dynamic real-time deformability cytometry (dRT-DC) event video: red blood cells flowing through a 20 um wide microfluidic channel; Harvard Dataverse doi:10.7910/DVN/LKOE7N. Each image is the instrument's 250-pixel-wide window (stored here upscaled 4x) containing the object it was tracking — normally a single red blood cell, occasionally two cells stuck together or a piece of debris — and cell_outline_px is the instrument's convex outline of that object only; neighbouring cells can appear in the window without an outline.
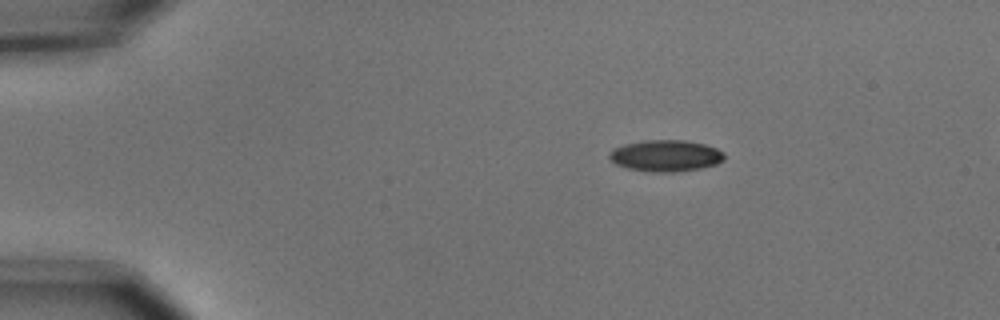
{"species": "common noctule bat (a hibernating species)", "species_latin": "Nyctalus noctula", "temperature_condition": "cold", "stored_images_in_passage": 4, "segment_of_instrument_passage": [1, 2], "camera_frame_rate_fps": 3000, "um_per_image_px": 0.085, "animal": {"sex": "male", "body_mass_g": 15.6}, "frame": {"image": 1, "passage_image": 1, "time_ms": 0.0, "image_size_px": [1000, 320], "cell_outline_px": [[724, 160], [716, 164], [700, 168], [676, 172], [652, 172], [628, 168], [616, 164], [608, 156], [608, 152], [624, 144], [644, 140], [684, 140], [704, 144], [716, 148], [724, 152]], "centroid_in_image_um": [56.59, 13.23], "position_along_channel_um": 28.4, "area_um2": 21.04}}